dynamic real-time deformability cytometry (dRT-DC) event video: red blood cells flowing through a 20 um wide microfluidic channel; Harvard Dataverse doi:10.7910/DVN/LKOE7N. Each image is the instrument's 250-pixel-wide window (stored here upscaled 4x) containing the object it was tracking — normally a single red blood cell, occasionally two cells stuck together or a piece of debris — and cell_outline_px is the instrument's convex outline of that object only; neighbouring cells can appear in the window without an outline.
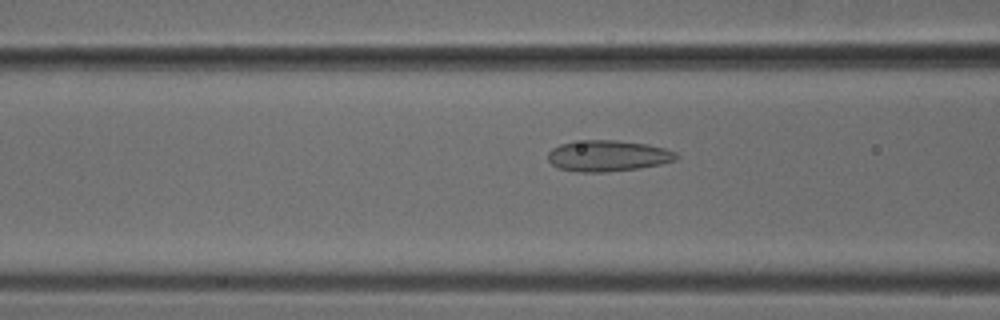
{"species": "common noctule bat (a hibernating species)", "species_latin": "Nyctalus noctula", "temperature_condition": "cold", "stored_images_in_passage": 37, "segment_of_instrument_passage": [1, 2], "camera_frame_rate_fps": 3000, "um_per_image_px": 0.085, "animal": {"sex": "male", "body_mass_g": 18.8}, "frame": {"image": 1, "passage_image": 5, "time_ms": 1.333, "image_size_px": [1000, 320], "cell_outline_px": [[680, 156], [676, 160], [660, 164], [640, 168], [608, 172], [580, 172], [560, 168], [552, 164], [548, 160], [548, 152], [552, 148], [560, 144], [572, 140], [616, 140], [648, 144], [664, 148], [676, 152]], "centroid_in_image_um": [51.67, 13.23], "position_along_channel_um": 114.9, "area_um2": 23.47}}
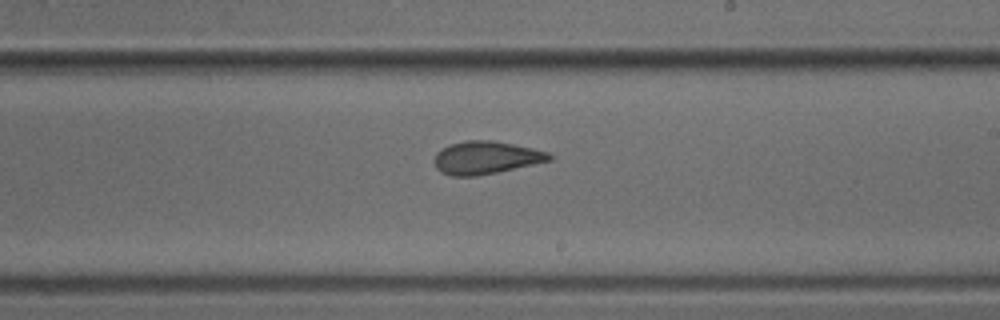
{"frame": {"image": 2, "passage_image": 15, "time_ms": 4.667, "image_size_px": [1000, 320], "cell_outline_px": [[552, 160], [496, 172], [476, 176], [452, 176], [440, 172], [436, 168], [432, 160], [436, 152], [440, 148], [448, 144], [468, 140], [492, 140], [532, 148], [548, 152], [552, 156]], "centroid_in_image_um": [41.23, 13.39], "position_along_channel_um": 247.8, "area_um2": 22.08}}
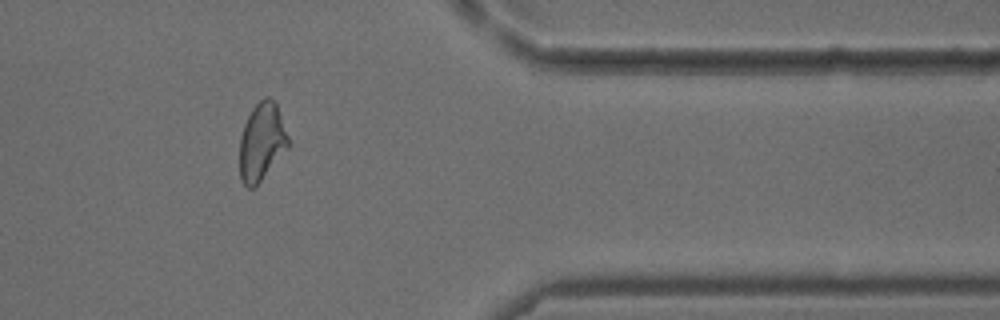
{"frame": {"image": 3, "passage_image": 27, "time_ms": 8.667, "image_size_px": [1000, 320], "cell_outline_px": [[288, 148], [260, 180], [252, 188], [248, 188], [240, 180], [240, 136], [244, 124], [252, 108], [264, 96], [268, 96], [276, 104], [288, 136]], "centroid_in_image_um": [22.23, 12.04], "position_along_channel_um": 389.2, "area_um2": 21.62}}